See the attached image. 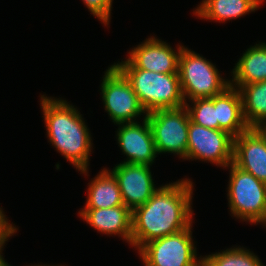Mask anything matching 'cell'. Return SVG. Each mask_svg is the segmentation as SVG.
I'll list each match as a JSON object with an SVG mask.
<instances>
[{
    "mask_svg": "<svg viewBox=\"0 0 266 266\" xmlns=\"http://www.w3.org/2000/svg\"><path fill=\"white\" fill-rule=\"evenodd\" d=\"M193 186L189 178L161 185L144 205L135 208L131 246L139 251L150 241L187 229L193 223Z\"/></svg>",
    "mask_w": 266,
    "mask_h": 266,
    "instance_id": "cell-1",
    "label": "cell"
},
{
    "mask_svg": "<svg viewBox=\"0 0 266 266\" xmlns=\"http://www.w3.org/2000/svg\"><path fill=\"white\" fill-rule=\"evenodd\" d=\"M40 102L49 142L87 176L93 143L82 114L64 99L41 95Z\"/></svg>",
    "mask_w": 266,
    "mask_h": 266,
    "instance_id": "cell-2",
    "label": "cell"
},
{
    "mask_svg": "<svg viewBox=\"0 0 266 266\" xmlns=\"http://www.w3.org/2000/svg\"><path fill=\"white\" fill-rule=\"evenodd\" d=\"M114 65L128 79L147 114L185 105L178 73L164 74L138 69L127 58Z\"/></svg>",
    "mask_w": 266,
    "mask_h": 266,
    "instance_id": "cell-3",
    "label": "cell"
},
{
    "mask_svg": "<svg viewBox=\"0 0 266 266\" xmlns=\"http://www.w3.org/2000/svg\"><path fill=\"white\" fill-rule=\"evenodd\" d=\"M179 80L185 103L197 98H212L230 86L216 65L183 46L179 56Z\"/></svg>",
    "mask_w": 266,
    "mask_h": 266,
    "instance_id": "cell-4",
    "label": "cell"
},
{
    "mask_svg": "<svg viewBox=\"0 0 266 266\" xmlns=\"http://www.w3.org/2000/svg\"><path fill=\"white\" fill-rule=\"evenodd\" d=\"M228 205L232 216L251 224L266 223V184L230 163Z\"/></svg>",
    "mask_w": 266,
    "mask_h": 266,
    "instance_id": "cell-5",
    "label": "cell"
},
{
    "mask_svg": "<svg viewBox=\"0 0 266 266\" xmlns=\"http://www.w3.org/2000/svg\"><path fill=\"white\" fill-rule=\"evenodd\" d=\"M192 225L146 243L137 252L144 266H203V257L197 258V248L192 240Z\"/></svg>",
    "mask_w": 266,
    "mask_h": 266,
    "instance_id": "cell-6",
    "label": "cell"
},
{
    "mask_svg": "<svg viewBox=\"0 0 266 266\" xmlns=\"http://www.w3.org/2000/svg\"><path fill=\"white\" fill-rule=\"evenodd\" d=\"M157 154L173 153L186 159L190 116L186 106L153 111L146 115Z\"/></svg>",
    "mask_w": 266,
    "mask_h": 266,
    "instance_id": "cell-7",
    "label": "cell"
},
{
    "mask_svg": "<svg viewBox=\"0 0 266 266\" xmlns=\"http://www.w3.org/2000/svg\"><path fill=\"white\" fill-rule=\"evenodd\" d=\"M101 81L104 109L114 124L137 122V117L147 115L130 82L114 64L105 71Z\"/></svg>",
    "mask_w": 266,
    "mask_h": 266,
    "instance_id": "cell-8",
    "label": "cell"
},
{
    "mask_svg": "<svg viewBox=\"0 0 266 266\" xmlns=\"http://www.w3.org/2000/svg\"><path fill=\"white\" fill-rule=\"evenodd\" d=\"M234 136L190 120L186 160H202L226 168L233 162Z\"/></svg>",
    "mask_w": 266,
    "mask_h": 266,
    "instance_id": "cell-9",
    "label": "cell"
},
{
    "mask_svg": "<svg viewBox=\"0 0 266 266\" xmlns=\"http://www.w3.org/2000/svg\"><path fill=\"white\" fill-rule=\"evenodd\" d=\"M118 182L124 205L133 211L157 191L150 166L119 163L109 170Z\"/></svg>",
    "mask_w": 266,
    "mask_h": 266,
    "instance_id": "cell-10",
    "label": "cell"
},
{
    "mask_svg": "<svg viewBox=\"0 0 266 266\" xmlns=\"http://www.w3.org/2000/svg\"><path fill=\"white\" fill-rule=\"evenodd\" d=\"M139 123L117 124V143L127 157L123 163L152 166L158 154L151 127L146 116L143 117L142 125Z\"/></svg>",
    "mask_w": 266,
    "mask_h": 266,
    "instance_id": "cell-11",
    "label": "cell"
},
{
    "mask_svg": "<svg viewBox=\"0 0 266 266\" xmlns=\"http://www.w3.org/2000/svg\"><path fill=\"white\" fill-rule=\"evenodd\" d=\"M177 47L175 50L170 44L150 36L128 52L127 60L138 69L164 74L178 73L179 56L183 46Z\"/></svg>",
    "mask_w": 266,
    "mask_h": 266,
    "instance_id": "cell-12",
    "label": "cell"
},
{
    "mask_svg": "<svg viewBox=\"0 0 266 266\" xmlns=\"http://www.w3.org/2000/svg\"><path fill=\"white\" fill-rule=\"evenodd\" d=\"M232 163L266 184V134L261 128L234 137Z\"/></svg>",
    "mask_w": 266,
    "mask_h": 266,
    "instance_id": "cell-13",
    "label": "cell"
},
{
    "mask_svg": "<svg viewBox=\"0 0 266 266\" xmlns=\"http://www.w3.org/2000/svg\"><path fill=\"white\" fill-rule=\"evenodd\" d=\"M78 214L98 232L118 235L131 245L132 211L124 204L111 208L82 209Z\"/></svg>",
    "mask_w": 266,
    "mask_h": 266,
    "instance_id": "cell-14",
    "label": "cell"
},
{
    "mask_svg": "<svg viewBox=\"0 0 266 266\" xmlns=\"http://www.w3.org/2000/svg\"><path fill=\"white\" fill-rule=\"evenodd\" d=\"M230 85L237 89L247 84L266 81V43L250 46L231 71Z\"/></svg>",
    "mask_w": 266,
    "mask_h": 266,
    "instance_id": "cell-15",
    "label": "cell"
},
{
    "mask_svg": "<svg viewBox=\"0 0 266 266\" xmlns=\"http://www.w3.org/2000/svg\"><path fill=\"white\" fill-rule=\"evenodd\" d=\"M217 120L219 130H224L237 137L250 127L243 116L242 98L239 89L227 87L217 95Z\"/></svg>",
    "mask_w": 266,
    "mask_h": 266,
    "instance_id": "cell-16",
    "label": "cell"
},
{
    "mask_svg": "<svg viewBox=\"0 0 266 266\" xmlns=\"http://www.w3.org/2000/svg\"><path fill=\"white\" fill-rule=\"evenodd\" d=\"M264 0H202L193 14L200 19L215 22H226L227 20L242 17L248 13L255 12ZM195 11V12H194Z\"/></svg>",
    "mask_w": 266,
    "mask_h": 266,
    "instance_id": "cell-17",
    "label": "cell"
},
{
    "mask_svg": "<svg viewBox=\"0 0 266 266\" xmlns=\"http://www.w3.org/2000/svg\"><path fill=\"white\" fill-rule=\"evenodd\" d=\"M88 184L86 205L81 209L111 208L124 204L118 182L106 168Z\"/></svg>",
    "mask_w": 266,
    "mask_h": 266,
    "instance_id": "cell-18",
    "label": "cell"
},
{
    "mask_svg": "<svg viewBox=\"0 0 266 266\" xmlns=\"http://www.w3.org/2000/svg\"><path fill=\"white\" fill-rule=\"evenodd\" d=\"M243 116L250 128H261L266 124V81L242 86Z\"/></svg>",
    "mask_w": 266,
    "mask_h": 266,
    "instance_id": "cell-19",
    "label": "cell"
},
{
    "mask_svg": "<svg viewBox=\"0 0 266 266\" xmlns=\"http://www.w3.org/2000/svg\"><path fill=\"white\" fill-rule=\"evenodd\" d=\"M203 266H265L250 249L237 246L203 257Z\"/></svg>",
    "mask_w": 266,
    "mask_h": 266,
    "instance_id": "cell-20",
    "label": "cell"
},
{
    "mask_svg": "<svg viewBox=\"0 0 266 266\" xmlns=\"http://www.w3.org/2000/svg\"><path fill=\"white\" fill-rule=\"evenodd\" d=\"M185 106L192 122L209 129L219 130V123L217 120V95L212 98L193 99L191 100V105L185 103Z\"/></svg>",
    "mask_w": 266,
    "mask_h": 266,
    "instance_id": "cell-21",
    "label": "cell"
},
{
    "mask_svg": "<svg viewBox=\"0 0 266 266\" xmlns=\"http://www.w3.org/2000/svg\"><path fill=\"white\" fill-rule=\"evenodd\" d=\"M88 10L105 26L110 23L113 0H82Z\"/></svg>",
    "mask_w": 266,
    "mask_h": 266,
    "instance_id": "cell-22",
    "label": "cell"
},
{
    "mask_svg": "<svg viewBox=\"0 0 266 266\" xmlns=\"http://www.w3.org/2000/svg\"><path fill=\"white\" fill-rule=\"evenodd\" d=\"M7 219L2 207H0V257L4 248L5 243L10 237L17 233L16 226L12 225Z\"/></svg>",
    "mask_w": 266,
    "mask_h": 266,
    "instance_id": "cell-23",
    "label": "cell"
},
{
    "mask_svg": "<svg viewBox=\"0 0 266 266\" xmlns=\"http://www.w3.org/2000/svg\"><path fill=\"white\" fill-rule=\"evenodd\" d=\"M0 266H12V265H9V264L5 261L3 255H2V256L0 257Z\"/></svg>",
    "mask_w": 266,
    "mask_h": 266,
    "instance_id": "cell-24",
    "label": "cell"
},
{
    "mask_svg": "<svg viewBox=\"0 0 266 266\" xmlns=\"http://www.w3.org/2000/svg\"><path fill=\"white\" fill-rule=\"evenodd\" d=\"M261 129L264 131V133L266 134V124H264Z\"/></svg>",
    "mask_w": 266,
    "mask_h": 266,
    "instance_id": "cell-25",
    "label": "cell"
},
{
    "mask_svg": "<svg viewBox=\"0 0 266 266\" xmlns=\"http://www.w3.org/2000/svg\"><path fill=\"white\" fill-rule=\"evenodd\" d=\"M31 266H43V265H38V264H37V265H31ZM44 266H50V265H46V264H45ZM52 266H54V265H52ZM61 266H63V265H61Z\"/></svg>",
    "mask_w": 266,
    "mask_h": 266,
    "instance_id": "cell-26",
    "label": "cell"
}]
</instances>
